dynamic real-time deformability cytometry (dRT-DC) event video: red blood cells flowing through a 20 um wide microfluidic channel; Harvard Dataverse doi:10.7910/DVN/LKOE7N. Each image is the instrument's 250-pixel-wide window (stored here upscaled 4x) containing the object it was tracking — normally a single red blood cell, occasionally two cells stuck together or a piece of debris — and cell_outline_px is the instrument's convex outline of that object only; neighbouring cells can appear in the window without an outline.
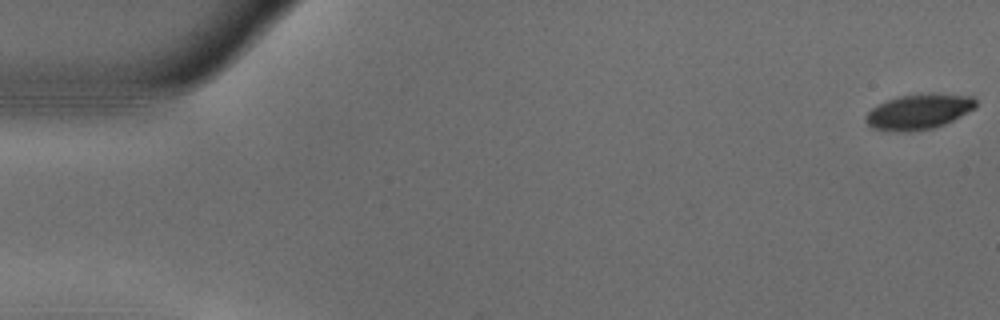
{"species": "common noctule bat (a hibernating species)", "species_latin": "Nyctalus noctula", "temperature_condition": "warm", "stored_images_in_passage": 52, "camera_frame_rate_fps": 3000, "um_per_image_px": 0.085, "animal": {"sex": "male", "body_mass_g": 18.8}, "frame": {"image": 1, "passage_image": 1, "time_ms": 0.0, "image_size_px": [1000, 320], "cell_outline_px": [[976, 108], [944, 124], [932, 128], [908, 132], [896, 132], [872, 128], [864, 120], [864, 116], [872, 108], [888, 100], [900, 96], [920, 92], [932, 92], [972, 96], [976, 100]], "centroid_in_image_um": [78.1, 9.47], "position_along_channel_um": 6.9, "area_um2": 22.89}}
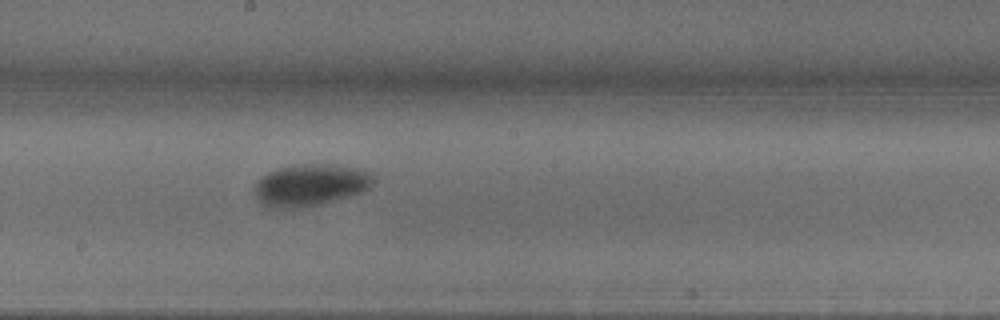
{"frame": {"image": 2, "passage_image": 30, "time_ms": 9.667, "image_size_px": [1000, 320], "cell_outline_px": [[372, 184], [364, 192], [320, 204], [296, 208], [264, 208], [256, 200], [252, 188], [268, 172], [280, 168], [296, 164], [336, 164], [356, 168], [368, 172], [372, 176]], "centroid_in_image_um": [26.32, 15.74], "position_along_channel_um": 221.9, "area_um2": 29.13}}
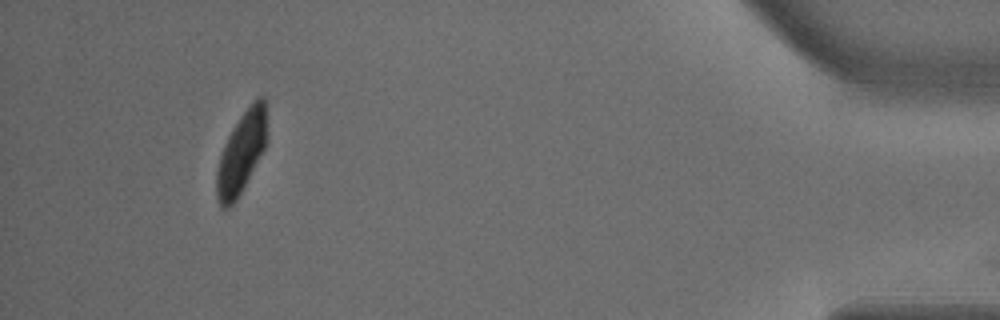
{"frame": {"image": 3, "passage_image": 51, "time_ms": 16.667, "image_size_px": [1000, 320], "cell_outline_px": [[268, 140], [264, 148], [236, 200], [228, 208], [224, 208], [220, 204], [216, 196], [216, 172], [220, 156], [224, 144], [228, 136], [240, 116], [256, 96], [264, 96]], "centroid_in_image_um": [20.52, 12.93], "position_along_channel_um": 414.7, "area_um2": 23.64}}